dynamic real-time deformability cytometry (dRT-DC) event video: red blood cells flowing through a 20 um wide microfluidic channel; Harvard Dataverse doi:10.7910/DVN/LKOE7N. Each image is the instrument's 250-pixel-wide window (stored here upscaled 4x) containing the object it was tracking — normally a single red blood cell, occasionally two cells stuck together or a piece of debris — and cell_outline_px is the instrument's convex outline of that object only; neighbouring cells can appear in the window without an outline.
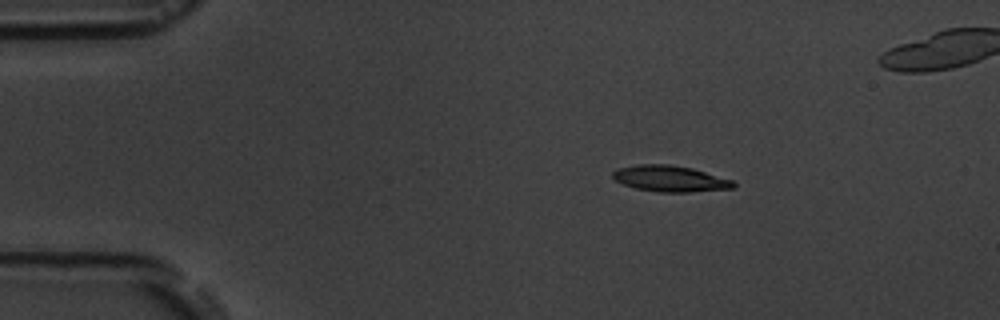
{"species": "common noctule bat (a hibernating species)", "species_latin": "Nyctalus noctula", "temperature_condition": "room temperature", "stored_images_in_passage": 6, "camera_frame_rate_fps": 3000, "um_per_image_px": 0.085, "animal": {"sex": "male", "body_mass_g": 19.5, "forearm_length_mm": 54.6}, "frame": {"image": 1, "passage_image": 3, "time_ms": 2.0, "image_size_px": [1000, 320], "cell_outline_px": [[736, 188], [688, 192], [660, 192], [636, 188], [612, 180], [612, 172], [616, 168], [640, 164], [668, 164], [692, 168], [732, 180], [736, 184]], "centroid_in_image_um": [56.93, 15.18], "position_along_channel_um": 28.1, "area_um2": 18.38}}